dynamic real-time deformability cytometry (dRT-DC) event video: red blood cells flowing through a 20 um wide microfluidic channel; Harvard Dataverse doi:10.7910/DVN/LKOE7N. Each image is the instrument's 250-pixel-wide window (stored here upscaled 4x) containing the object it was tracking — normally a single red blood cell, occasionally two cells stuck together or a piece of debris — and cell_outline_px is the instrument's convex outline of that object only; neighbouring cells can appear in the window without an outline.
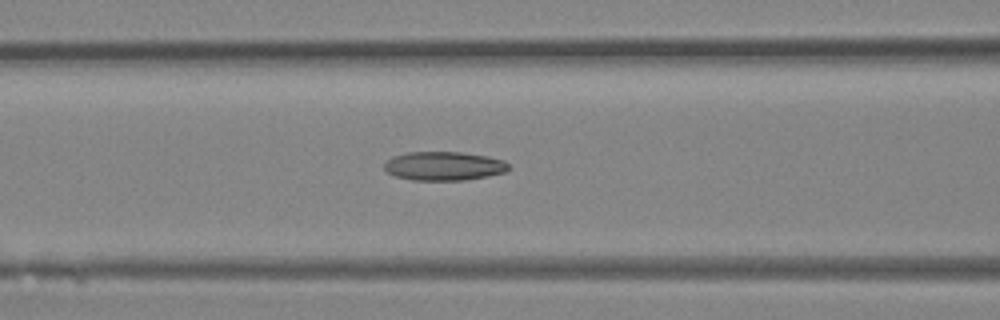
{"species": "Egyptian fruit bat (a non-hibernating species)", "species_latin": "Rousettus aegyptiacus", "temperature_condition": "room temperature", "stored_images_in_passage": 37, "camera_frame_rate_fps": 3000, "um_per_image_px": 0.085, "animal": {"sex": "female"}, "frame": {"image": 1, "passage_image": 15, "time_ms": 4.667, "image_size_px": [1000, 320], "cell_outline_px": [[512, 168], [504, 172], [488, 176], [464, 180], [412, 180], [396, 176], [388, 172], [384, 168], [384, 164], [392, 156], [408, 152], [460, 152], [488, 156], [504, 160]], "centroid_in_image_um": [37.76, 14.11], "position_along_channel_um": 128.8, "area_um2": 20.92}}
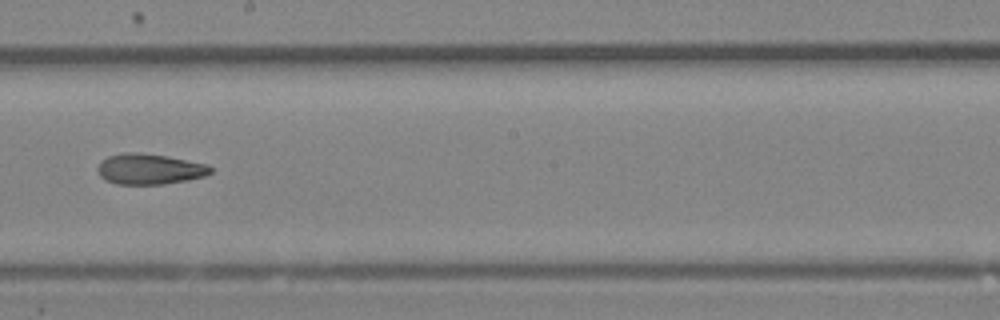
{"frame": {"image": 2, "passage_image": 21, "time_ms": 6.667, "image_size_px": [1000, 320], "cell_outline_px": [[212, 172], [204, 176], [188, 180], [164, 184], [116, 184], [100, 176], [96, 168], [100, 160], [108, 156], [124, 152], [136, 152], [168, 156], [208, 164], [212, 168]], "centroid_in_image_um": [12.7, 14.36], "position_along_channel_um": 235.5, "area_um2": 20.29}}
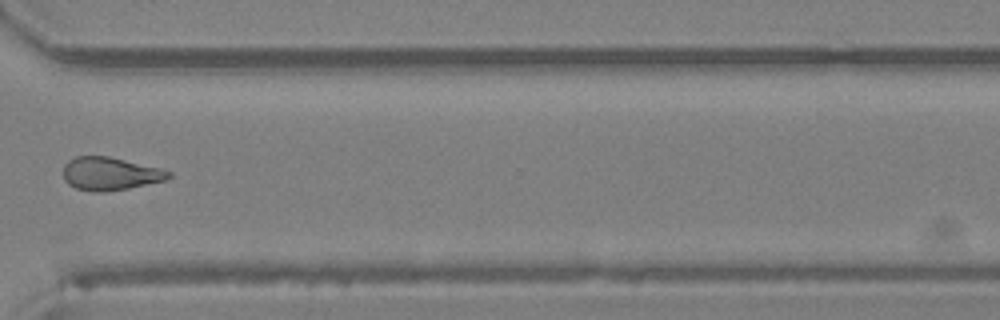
{"frame": {"image": 3, "passage_image": 28, "time_ms": 9.0, "image_size_px": [1000, 320], "cell_outline_px": [[172, 176], [164, 180], [128, 188], [104, 192], [92, 192], [76, 188], [68, 184], [64, 180], [64, 164], [68, 160], [76, 156], [108, 156], [160, 168], [172, 172]], "centroid_in_image_um": [9.33, 14.76], "position_along_channel_um": 361.3, "area_um2": 20.23}}